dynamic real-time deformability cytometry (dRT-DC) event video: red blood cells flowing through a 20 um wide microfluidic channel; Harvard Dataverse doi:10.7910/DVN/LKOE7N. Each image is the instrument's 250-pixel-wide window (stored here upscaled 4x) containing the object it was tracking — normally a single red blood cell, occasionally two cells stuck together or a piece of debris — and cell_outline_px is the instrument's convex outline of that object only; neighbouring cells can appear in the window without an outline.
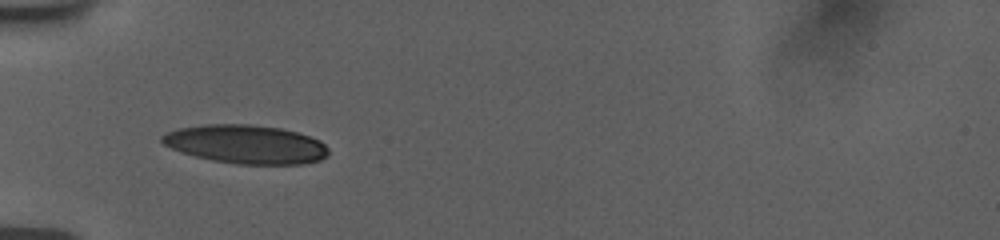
{"species": "human", "species_latin": "Homo sapiens", "temperature_condition": "room temperature", "stored_images_in_passage": 37, "camera_frame_rate_fps": 3000, "um_per_image_px": 0.085, "donor": {"sex": "female"}, "frame": {"image": 1, "passage_image": 1, "time_ms": 0.0, "image_size_px": [1000, 240], "cell_outline_px": [[328, 156], [320, 160], [300, 164], [236, 164], [212, 160], [180, 152], [164, 144], [160, 140], [160, 136], [176, 128], [204, 124], [248, 124], [280, 128], [296, 132], [320, 140], [328, 148]], "centroid_in_image_um": [20.89, 12.26], "position_along_channel_um": 64.1, "area_um2": 37.51}}
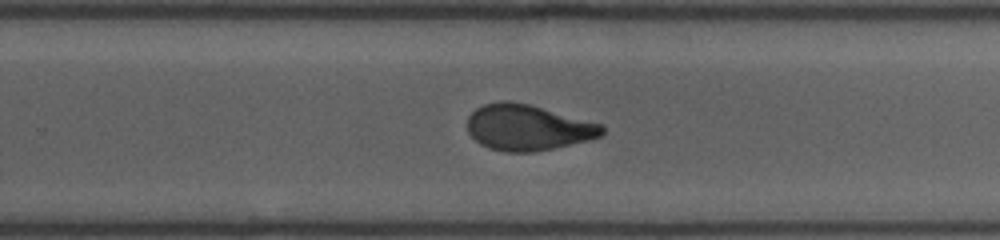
{"frame": {"image": 2, "passage_image": 19, "time_ms": 6.0, "image_size_px": [1000, 240], "cell_outline_px": [[604, 132], [600, 136], [592, 140], [532, 152], [504, 152], [488, 148], [480, 144], [468, 132], [468, 116], [476, 108], [484, 104], [500, 100], [508, 100], [528, 104], [604, 124]], "centroid_in_image_um": [44.87, 10.84], "position_along_channel_um": 284.9, "area_um2": 36.13}}
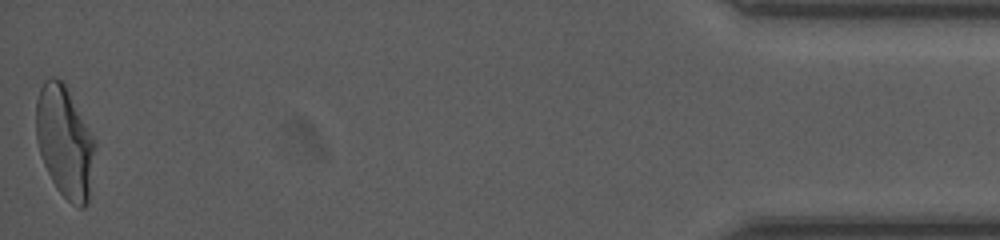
{"frame": {"image": 3, "passage_image": 37, "time_ms": 12.0, "image_size_px": [1000, 240], "cell_outline_px": [[96, 144], [88, 200], [84, 208], [80, 208], [72, 204], [56, 188], [44, 164], [36, 140], [36, 100], [40, 88], [44, 80], [52, 76], [60, 80], [64, 84], [92, 136]], "centroid_in_image_um": [5.48, 12.07], "position_along_channel_um": 429.7, "area_um2": 37.63}, "authors_computed_cell_mechanics": {"area_um2": 36.9342, "velocity_mm_per_s": 3.7663, "shape_relaxation_time_tau1_ms": 5.3319, "shape_relaxation_time_tau2_ms": 1.4423, "deformation_change_tau1": 0.1987, "deformation_change_tau2": 0.0772}}